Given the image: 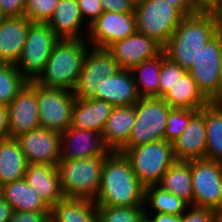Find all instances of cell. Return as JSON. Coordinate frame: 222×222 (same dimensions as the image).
I'll return each mask as SVG.
<instances>
[{"instance_id":"1f68e13d","label":"cell","mask_w":222,"mask_h":222,"mask_svg":"<svg viewBox=\"0 0 222 222\" xmlns=\"http://www.w3.org/2000/svg\"><path fill=\"white\" fill-rule=\"evenodd\" d=\"M188 207L189 205L185 201L163 189L158 184L150 185L145 188V210H149L151 208V211H154L155 213L182 215Z\"/></svg>"},{"instance_id":"6da1fadb","label":"cell","mask_w":222,"mask_h":222,"mask_svg":"<svg viewBox=\"0 0 222 222\" xmlns=\"http://www.w3.org/2000/svg\"><path fill=\"white\" fill-rule=\"evenodd\" d=\"M145 187L134 174L129 159L120 151H110L104 160L96 206H144Z\"/></svg>"},{"instance_id":"8992f818","label":"cell","mask_w":222,"mask_h":222,"mask_svg":"<svg viewBox=\"0 0 222 222\" xmlns=\"http://www.w3.org/2000/svg\"><path fill=\"white\" fill-rule=\"evenodd\" d=\"M136 118L128 142L119 150L164 140L165 128L171 108L162 98H141L135 105Z\"/></svg>"},{"instance_id":"9c48e42d","label":"cell","mask_w":222,"mask_h":222,"mask_svg":"<svg viewBox=\"0 0 222 222\" xmlns=\"http://www.w3.org/2000/svg\"><path fill=\"white\" fill-rule=\"evenodd\" d=\"M193 207L222 211V163L191 160Z\"/></svg>"},{"instance_id":"3957f363","label":"cell","mask_w":222,"mask_h":222,"mask_svg":"<svg viewBox=\"0 0 222 222\" xmlns=\"http://www.w3.org/2000/svg\"><path fill=\"white\" fill-rule=\"evenodd\" d=\"M90 47L86 39H60L34 82L46 88L73 91Z\"/></svg>"},{"instance_id":"bcb514c9","label":"cell","mask_w":222,"mask_h":222,"mask_svg":"<svg viewBox=\"0 0 222 222\" xmlns=\"http://www.w3.org/2000/svg\"><path fill=\"white\" fill-rule=\"evenodd\" d=\"M176 7L184 16H189L197 13L190 2V0H166Z\"/></svg>"},{"instance_id":"8fae6325","label":"cell","mask_w":222,"mask_h":222,"mask_svg":"<svg viewBox=\"0 0 222 222\" xmlns=\"http://www.w3.org/2000/svg\"><path fill=\"white\" fill-rule=\"evenodd\" d=\"M119 70L118 63L107 49L90 47L73 90L75 98H93L97 94L99 84Z\"/></svg>"},{"instance_id":"30bf717a","label":"cell","mask_w":222,"mask_h":222,"mask_svg":"<svg viewBox=\"0 0 222 222\" xmlns=\"http://www.w3.org/2000/svg\"><path fill=\"white\" fill-rule=\"evenodd\" d=\"M75 100L71 90L46 88L37 84L40 128L63 133L71 125Z\"/></svg>"},{"instance_id":"f6af8a7d","label":"cell","mask_w":222,"mask_h":222,"mask_svg":"<svg viewBox=\"0 0 222 222\" xmlns=\"http://www.w3.org/2000/svg\"><path fill=\"white\" fill-rule=\"evenodd\" d=\"M152 213L145 210V217L149 222H181V215H172L167 213H155L152 217Z\"/></svg>"},{"instance_id":"ba28073f","label":"cell","mask_w":222,"mask_h":222,"mask_svg":"<svg viewBox=\"0 0 222 222\" xmlns=\"http://www.w3.org/2000/svg\"><path fill=\"white\" fill-rule=\"evenodd\" d=\"M59 40L47 23L32 22L29 25L21 57L16 63L28 82L35 81L41 74Z\"/></svg>"},{"instance_id":"d6986e66","label":"cell","mask_w":222,"mask_h":222,"mask_svg":"<svg viewBox=\"0 0 222 222\" xmlns=\"http://www.w3.org/2000/svg\"><path fill=\"white\" fill-rule=\"evenodd\" d=\"M93 97L111 103L114 107L135 105L141 97L131 70L120 69L98 86Z\"/></svg>"},{"instance_id":"d4e9b609","label":"cell","mask_w":222,"mask_h":222,"mask_svg":"<svg viewBox=\"0 0 222 222\" xmlns=\"http://www.w3.org/2000/svg\"><path fill=\"white\" fill-rule=\"evenodd\" d=\"M0 196L10 204L13 211L50 212L46 202L29 187L25 179L0 186Z\"/></svg>"},{"instance_id":"ac0fdd59","label":"cell","mask_w":222,"mask_h":222,"mask_svg":"<svg viewBox=\"0 0 222 222\" xmlns=\"http://www.w3.org/2000/svg\"><path fill=\"white\" fill-rule=\"evenodd\" d=\"M172 147L175 160L191 161L205 158V106L190 119L184 132L172 142Z\"/></svg>"},{"instance_id":"277c9868","label":"cell","mask_w":222,"mask_h":222,"mask_svg":"<svg viewBox=\"0 0 222 222\" xmlns=\"http://www.w3.org/2000/svg\"><path fill=\"white\" fill-rule=\"evenodd\" d=\"M105 157L59 160L56 167L64 197L94 201L100 188Z\"/></svg>"},{"instance_id":"836d02e7","label":"cell","mask_w":222,"mask_h":222,"mask_svg":"<svg viewBox=\"0 0 222 222\" xmlns=\"http://www.w3.org/2000/svg\"><path fill=\"white\" fill-rule=\"evenodd\" d=\"M99 222H140L145 216L144 206H97Z\"/></svg>"},{"instance_id":"f35d334b","label":"cell","mask_w":222,"mask_h":222,"mask_svg":"<svg viewBox=\"0 0 222 222\" xmlns=\"http://www.w3.org/2000/svg\"><path fill=\"white\" fill-rule=\"evenodd\" d=\"M77 1L83 20L88 21L87 23H85L87 27H84L88 31L89 25L92 22H94L104 12L102 3L100 0H77Z\"/></svg>"},{"instance_id":"7a4b0ae2","label":"cell","mask_w":222,"mask_h":222,"mask_svg":"<svg viewBox=\"0 0 222 222\" xmlns=\"http://www.w3.org/2000/svg\"><path fill=\"white\" fill-rule=\"evenodd\" d=\"M220 31L217 13H201L185 16L174 30L162 50L166 57L188 70L204 45Z\"/></svg>"},{"instance_id":"8d00e7d4","label":"cell","mask_w":222,"mask_h":222,"mask_svg":"<svg viewBox=\"0 0 222 222\" xmlns=\"http://www.w3.org/2000/svg\"><path fill=\"white\" fill-rule=\"evenodd\" d=\"M186 72V69L166 57L160 71L159 97L162 98Z\"/></svg>"},{"instance_id":"4316f807","label":"cell","mask_w":222,"mask_h":222,"mask_svg":"<svg viewBox=\"0 0 222 222\" xmlns=\"http://www.w3.org/2000/svg\"><path fill=\"white\" fill-rule=\"evenodd\" d=\"M171 107L200 110L210 101L198 89L191 75L186 72L173 87L162 97Z\"/></svg>"},{"instance_id":"2e32d148","label":"cell","mask_w":222,"mask_h":222,"mask_svg":"<svg viewBox=\"0 0 222 222\" xmlns=\"http://www.w3.org/2000/svg\"><path fill=\"white\" fill-rule=\"evenodd\" d=\"M162 48L153 38L136 31L129 37L114 42L107 50L113 55L120 69L131 70L143 61L154 58Z\"/></svg>"},{"instance_id":"7dc6e473","label":"cell","mask_w":222,"mask_h":222,"mask_svg":"<svg viewBox=\"0 0 222 222\" xmlns=\"http://www.w3.org/2000/svg\"><path fill=\"white\" fill-rule=\"evenodd\" d=\"M13 214V209L8 202L0 196V222H9Z\"/></svg>"},{"instance_id":"c3c4849f","label":"cell","mask_w":222,"mask_h":222,"mask_svg":"<svg viewBox=\"0 0 222 222\" xmlns=\"http://www.w3.org/2000/svg\"><path fill=\"white\" fill-rule=\"evenodd\" d=\"M209 101L210 103H213L216 105H222V65L220 68V80L218 84L217 93Z\"/></svg>"},{"instance_id":"4fadbf2b","label":"cell","mask_w":222,"mask_h":222,"mask_svg":"<svg viewBox=\"0 0 222 222\" xmlns=\"http://www.w3.org/2000/svg\"><path fill=\"white\" fill-rule=\"evenodd\" d=\"M136 17L134 13L104 11L89 25L87 42L91 47L107 49L116 41L134 34Z\"/></svg>"},{"instance_id":"b9f144b4","label":"cell","mask_w":222,"mask_h":222,"mask_svg":"<svg viewBox=\"0 0 222 222\" xmlns=\"http://www.w3.org/2000/svg\"><path fill=\"white\" fill-rule=\"evenodd\" d=\"M104 11L134 13L135 6L130 0H100Z\"/></svg>"},{"instance_id":"d6a6232c","label":"cell","mask_w":222,"mask_h":222,"mask_svg":"<svg viewBox=\"0 0 222 222\" xmlns=\"http://www.w3.org/2000/svg\"><path fill=\"white\" fill-rule=\"evenodd\" d=\"M27 82L16 64L0 63V106L7 107Z\"/></svg>"},{"instance_id":"f907efd6","label":"cell","mask_w":222,"mask_h":222,"mask_svg":"<svg viewBox=\"0 0 222 222\" xmlns=\"http://www.w3.org/2000/svg\"><path fill=\"white\" fill-rule=\"evenodd\" d=\"M130 1L133 3L134 6H136V5L142 3L145 0H130Z\"/></svg>"},{"instance_id":"60d3db41","label":"cell","mask_w":222,"mask_h":222,"mask_svg":"<svg viewBox=\"0 0 222 222\" xmlns=\"http://www.w3.org/2000/svg\"><path fill=\"white\" fill-rule=\"evenodd\" d=\"M50 212L13 211L9 222H48Z\"/></svg>"},{"instance_id":"681fc988","label":"cell","mask_w":222,"mask_h":222,"mask_svg":"<svg viewBox=\"0 0 222 222\" xmlns=\"http://www.w3.org/2000/svg\"><path fill=\"white\" fill-rule=\"evenodd\" d=\"M217 222H222V211L217 212Z\"/></svg>"},{"instance_id":"cb8c5ba5","label":"cell","mask_w":222,"mask_h":222,"mask_svg":"<svg viewBox=\"0 0 222 222\" xmlns=\"http://www.w3.org/2000/svg\"><path fill=\"white\" fill-rule=\"evenodd\" d=\"M84 23L77 0H60L47 22L59 39H86L80 29Z\"/></svg>"},{"instance_id":"f5cc1de1","label":"cell","mask_w":222,"mask_h":222,"mask_svg":"<svg viewBox=\"0 0 222 222\" xmlns=\"http://www.w3.org/2000/svg\"><path fill=\"white\" fill-rule=\"evenodd\" d=\"M140 222H149L148 219L144 216Z\"/></svg>"},{"instance_id":"5bb4252c","label":"cell","mask_w":222,"mask_h":222,"mask_svg":"<svg viewBox=\"0 0 222 222\" xmlns=\"http://www.w3.org/2000/svg\"><path fill=\"white\" fill-rule=\"evenodd\" d=\"M28 164L57 165L61 159V134L44 128L15 137Z\"/></svg>"},{"instance_id":"44dd1931","label":"cell","mask_w":222,"mask_h":222,"mask_svg":"<svg viewBox=\"0 0 222 222\" xmlns=\"http://www.w3.org/2000/svg\"><path fill=\"white\" fill-rule=\"evenodd\" d=\"M24 179L50 208L64 198L55 165L28 164Z\"/></svg>"},{"instance_id":"52a82bcc","label":"cell","mask_w":222,"mask_h":222,"mask_svg":"<svg viewBox=\"0 0 222 222\" xmlns=\"http://www.w3.org/2000/svg\"><path fill=\"white\" fill-rule=\"evenodd\" d=\"M137 32L153 38L162 47L185 17L166 0H145L135 6Z\"/></svg>"},{"instance_id":"f1b7e54d","label":"cell","mask_w":222,"mask_h":222,"mask_svg":"<svg viewBox=\"0 0 222 222\" xmlns=\"http://www.w3.org/2000/svg\"><path fill=\"white\" fill-rule=\"evenodd\" d=\"M158 185L193 206L191 161L176 160L164 173Z\"/></svg>"},{"instance_id":"83f0119b","label":"cell","mask_w":222,"mask_h":222,"mask_svg":"<svg viewBox=\"0 0 222 222\" xmlns=\"http://www.w3.org/2000/svg\"><path fill=\"white\" fill-rule=\"evenodd\" d=\"M28 163L15 138L0 140V186L24 179Z\"/></svg>"},{"instance_id":"ab89813d","label":"cell","mask_w":222,"mask_h":222,"mask_svg":"<svg viewBox=\"0 0 222 222\" xmlns=\"http://www.w3.org/2000/svg\"><path fill=\"white\" fill-rule=\"evenodd\" d=\"M27 0H0V13L3 17L24 16Z\"/></svg>"},{"instance_id":"9a60e30c","label":"cell","mask_w":222,"mask_h":222,"mask_svg":"<svg viewBox=\"0 0 222 222\" xmlns=\"http://www.w3.org/2000/svg\"><path fill=\"white\" fill-rule=\"evenodd\" d=\"M37 84L27 82L8 104L10 138L40 128Z\"/></svg>"},{"instance_id":"816d5d0a","label":"cell","mask_w":222,"mask_h":222,"mask_svg":"<svg viewBox=\"0 0 222 222\" xmlns=\"http://www.w3.org/2000/svg\"><path fill=\"white\" fill-rule=\"evenodd\" d=\"M220 19V31L222 32V14H218Z\"/></svg>"},{"instance_id":"7402d4cb","label":"cell","mask_w":222,"mask_h":222,"mask_svg":"<svg viewBox=\"0 0 222 222\" xmlns=\"http://www.w3.org/2000/svg\"><path fill=\"white\" fill-rule=\"evenodd\" d=\"M113 108L114 106L111 103L96 98H76L70 126L102 133Z\"/></svg>"},{"instance_id":"db71d44e","label":"cell","mask_w":222,"mask_h":222,"mask_svg":"<svg viewBox=\"0 0 222 222\" xmlns=\"http://www.w3.org/2000/svg\"><path fill=\"white\" fill-rule=\"evenodd\" d=\"M217 14H222V7H221V9L219 10V12Z\"/></svg>"},{"instance_id":"e575fe53","label":"cell","mask_w":222,"mask_h":222,"mask_svg":"<svg viewBox=\"0 0 222 222\" xmlns=\"http://www.w3.org/2000/svg\"><path fill=\"white\" fill-rule=\"evenodd\" d=\"M199 110L193 109H179L173 108L167 119V126L165 128L164 140L172 143L178 136H180L186 127L190 119Z\"/></svg>"},{"instance_id":"5b68a950","label":"cell","mask_w":222,"mask_h":222,"mask_svg":"<svg viewBox=\"0 0 222 222\" xmlns=\"http://www.w3.org/2000/svg\"><path fill=\"white\" fill-rule=\"evenodd\" d=\"M131 168L146 188L159 184L164 173L176 161L172 143L158 140L129 148L124 152Z\"/></svg>"},{"instance_id":"d590c367","label":"cell","mask_w":222,"mask_h":222,"mask_svg":"<svg viewBox=\"0 0 222 222\" xmlns=\"http://www.w3.org/2000/svg\"><path fill=\"white\" fill-rule=\"evenodd\" d=\"M60 0H27L24 10L31 22L47 23L52 17Z\"/></svg>"},{"instance_id":"7bdbcfd3","label":"cell","mask_w":222,"mask_h":222,"mask_svg":"<svg viewBox=\"0 0 222 222\" xmlns=\"http://www.w3.org/2000/svg\"><path fill=\"white\" fill-rule=\"evenodd\" d=\"M193 9L201 13H218L222 0H190Z\"/></svg>"},{"instance_id":"603a6c76","label":"cell","mask_w":222,"mask_h":222,"mask_svg":"<svg viewBox=\"0 0 222 222\" xmlns=\"http://www.w3.org/2000/svg\"><path fill=\"white\" fill-rule=\"evenodd\" d=\"M135 118L134 105L113 108L102 130L103 141L110 151H119L128 142Z\"/></svg>"},{"instance_id":"11a10c76","label":"cell","mask_w":222,"mask_h":222,"mask_svg":"<svg viewBox=\"0 0 222 222\" xmlns=\"http://www.w3.org/2000/svg\"><path fill=\"white\" fill-rule=\"evenodd\" d=\"M2 18H3V16H2L1 13H0V22H1Z\"/></svg>"},{"instance_id":"f546056e","label":"cell","mask_w":222,"mask_h":222,"mask_svg":"<svg viewBox=\"0 0 222 222\" xmlns=\"http://www.w3.org/2000/svg\"><path fill=\"white\" fill-rule=\"evenodd\" d=\"M165 58L166 54L162 50L154 58L145 60L131 69L141 98L159 97L160 71Z\"/></svg>"},{"instance_id":"4dcf8cb0","label":"cell","mask_w":222,"mask_h":222,"mask_svg":"<svg viewBox=\"0 0 222 222\" xmlns=\"http://www.w3.org/2000/svg\"><path fill=\"white\" fill-rule=\"evenodd\" d=\"M205 158L222 163V105H205Z\"/></svg>"},{"instance_id":"7c38bea8","label":"cell","mask_w":222,"mask_h":222,"mask_svg":"<svg viewBox=\"0 0 222 222\" xmlns=\"http://www.w3.org/2000/svg\"><path fill=\"white\" fill-rule=\"evenodd\" d=\"M222 65V32L219 31L204 47L187 70L198 89L210 100L218 90Z\"/></svg>"},{"instance_id":"484cf974","label":"cell","mask_w":222,"mask_h":222,"mask_svg":"<svg viewBox=\"0 0 222 222\" xmlns=\"http://www.w3.org/2000/svg\"><path fill=\"white\" fill-rule=\"evenodd\" d=\"M52 222H99L94 201L64 197L50 209Z\"/></svg>"},{"instance_id":"74e56055","label":"cell","mask_w":222,"mask_h":222,"mask_svg":"<svg viewBox=\"0 0 222 222\" xmlns=\"http://www.w3.org/2000/svg\"><path fill=\"white\" fill-rule=\"evenodd\" d=\"M181 222H217V211L189 206L181 215Z\"/></svg>"},{"instance_id":"ffe728a7","label":"cell","mask_w":222,"mask_h":222,"mask_svg":"<svg viewBox=\"0 0 222 222\" xmlns=\"http://www.w3.org/2000/svg\"><path fill=\"white\" fill-rule=\"evenodd\" d=\"M32 22L26 16L3 17L0 22V63L16 64Z\"/></svg>"},{"instance_id":"ee69618b","label":"cell","mask_w":222,"mask_h":222,"mask_svg":"<svg viewBox=\"0 0 222 222\" xmlns=\"http://www.w3.org/2000/svg\"><path fill=\"white\" fill-rule=\"evenodd\" d=\"M10 138L8 109L0 106V140Z\"/></svg>"},{"instance_id":"e0dca14e","label":"cell","mask_w":222,"mask_h":222,"mask_svg":"<svg viewBox=\"0 0 222 222\" xmlns=\"http://www.w3.org/2000/svg\"><path fill=\"white\" fill-rule=\"evenodd\" d=\"M60 147V160L106 156L110 152L103 141L102 133L73 126L61 133Z\"/></svg>"}]
</instances>
